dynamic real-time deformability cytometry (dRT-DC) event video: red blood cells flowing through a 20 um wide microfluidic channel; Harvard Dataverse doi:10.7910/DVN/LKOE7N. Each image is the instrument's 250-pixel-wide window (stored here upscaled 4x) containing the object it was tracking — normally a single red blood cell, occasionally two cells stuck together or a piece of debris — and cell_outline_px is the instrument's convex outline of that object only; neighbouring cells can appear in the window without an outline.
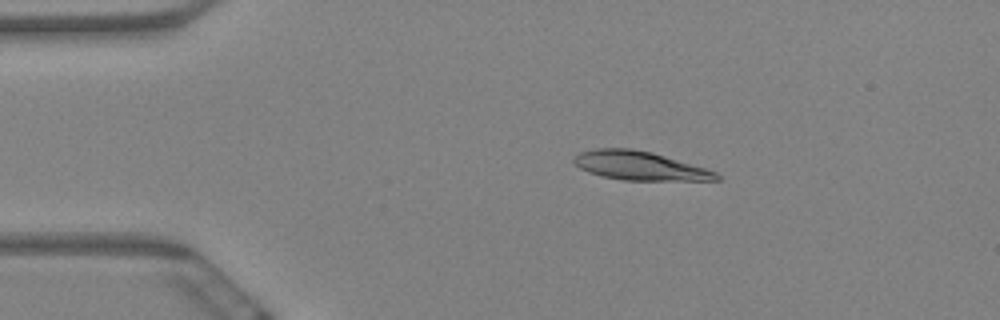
{"species": "Egyptian fruit bat (a non-hibernating species)", "species_latin": "Rousettus aegyptiacus", "temperature_condition": "warm", "stored_images_in_passage": 13, "camera_frame_rate_fps": 3000, "um_per_image_px": 0.085, "animal": {"sex": "female"}, "frame": {"image": 1, "passage_image": 4, "time_ms": 1.0, "image_size_px": [1000, 320], "cell_outline_px": [[720, 180], [624, 180], [604, 176], [588, 172], [580, 168], [572, 160], [572, 156], [580, 152], [596, 148], [632, 148], [652, 152], [704, 168], [716, 172], [720, 176]], "centroid_in_image_um": [54.33, 14.08], "position_along_channel_um": 30.7, "area_um2": 23.7}}
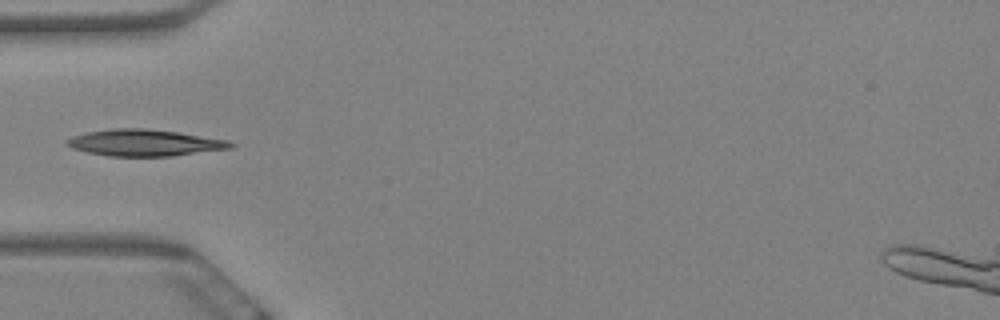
{"frame": {"image": 2, "passage_image": 6, "time_ms": 1.667, "image_size_px": [1000, 320], "cell_outline_px": [[236, 144], [232, 148], [172, 156], [108, 156], [88, 152], [72, 148], [64, 140], [72, 136], [88, 132], [112, 128], [144, 128], [180, 132], [228, 140]], "centroid_in_image_um": [12.31, 12.13], "position_along_channel_um": 72.7, "area_um2": 25.37}}
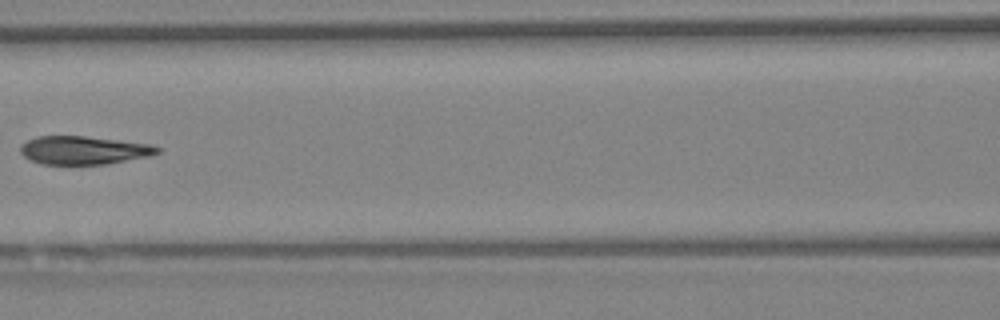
{"frame": {"image": 3, "passage_image": 8, "time_ms": 2.333, "image_size_px": [1000, 320], "cell_outline_px": [[160, 152], [152, 156], [104, 164], [40, 164], [24, 156], [20, 152], [20, 144], [36, 136], [84, 136], [152, 144], [160, 148]], "centroid_in_image_um": [7.12, 12.76], "position_along_channel_um": 159.5, "area_um2": 22.6}}